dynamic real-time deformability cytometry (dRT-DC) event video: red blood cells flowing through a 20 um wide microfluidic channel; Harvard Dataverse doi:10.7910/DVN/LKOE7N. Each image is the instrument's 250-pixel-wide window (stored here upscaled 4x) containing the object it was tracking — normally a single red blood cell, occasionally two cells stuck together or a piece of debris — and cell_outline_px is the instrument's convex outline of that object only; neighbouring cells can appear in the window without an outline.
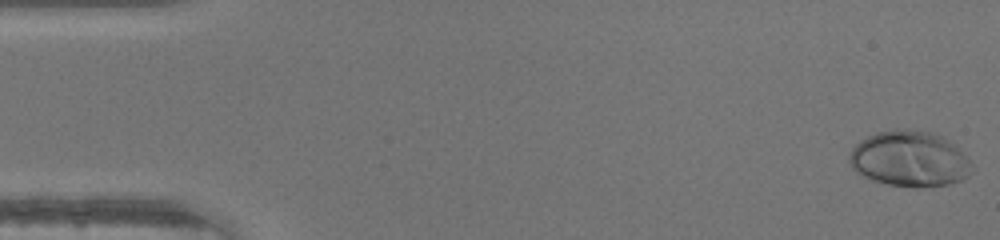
{"species": "human", "species_latin": "Homo sapiens", "temperature_condition": "warm", "stored_images_in_passage": 46, "camera_frame_rate_fps": 3000, "um_per_image_px": 0.085, "donor": {"sex": "male"}, "frame": {"image": 1, "passage_image": 1, "time_ms": 0.0, "image_size_px": [1000, 240], "cell_outline_px": [[972, 164], [968, 176], [960, 180], [948, 184], [920, 188], [916, 188], [888, 184], [872, 180], [856, 172], [852, 168], [848, 160], [848, 156], [852, 148], [860, 140], [876, 132], [896, 128], [904, 128], [932, 132], [956, 144]], "centroid_in_image_um": [77.29, 13.49], "position_along_channel_um": 7.7, "area_um2": 40.06}}
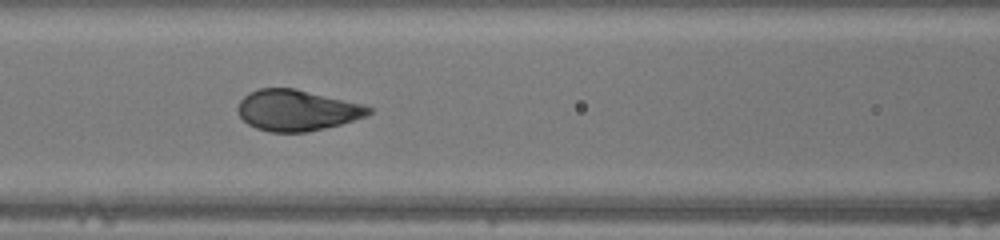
{"frame": {"image": 2, "passage_image": 20, "time_ms": 6.333, "image_size_px": [1000, 240], "cell_outline_px": [[372, 112], [368, 116], [340, 124], [308, 132], [272, 132], [256, 128], [248, 124], [240, 116], [236, 108], [240, 100], [244, 96], [260, 88], [296, 88], [364, 104], [372, 108]], "centroid_in_image_um": [25.26, 9.37], "position_along_channel_um": 141.3, "area_um2": 31.33}}
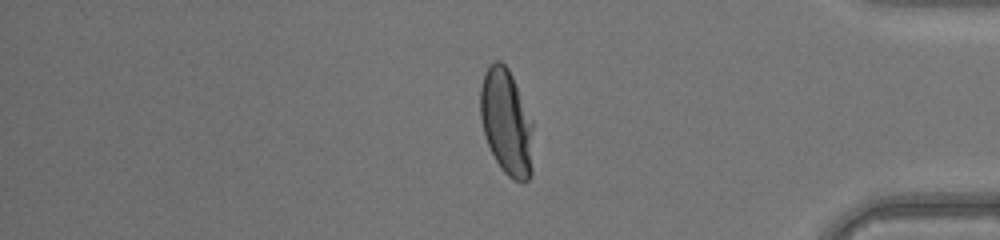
{"frame": {"image": 3, "passage_image": 39, "time_ms": 12.667, "image_size_px": [1000, 240], "cell_outline_px": [[532, 176], [528, 180], [512, 180], [504, 172], [496, 160], [484, 136], [480, 116], [480, 88], [484, 72], [496, 60], [500, 60], [508, 68], [512, 76], [532, 120]], "centroid_in_image_um": [43.04, 10.39], "position_along_channel_um": 392.2, "area_um2": 32.48}}